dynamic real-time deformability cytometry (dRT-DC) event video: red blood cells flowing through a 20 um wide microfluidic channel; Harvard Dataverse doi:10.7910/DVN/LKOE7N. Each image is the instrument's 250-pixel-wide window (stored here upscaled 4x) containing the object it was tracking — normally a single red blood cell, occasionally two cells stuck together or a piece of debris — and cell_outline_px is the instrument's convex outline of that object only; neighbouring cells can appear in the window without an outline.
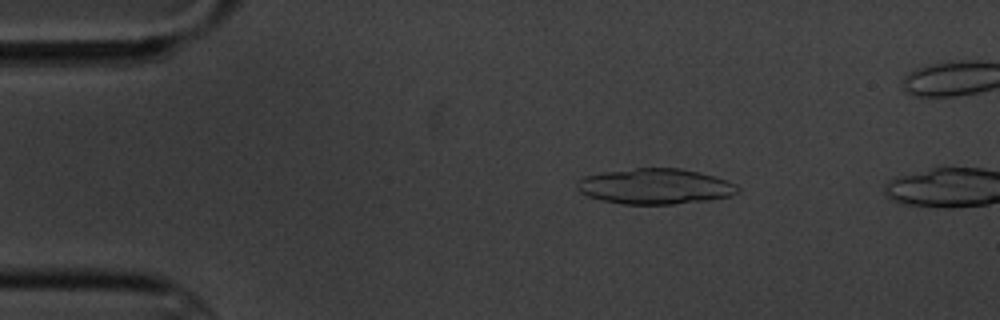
{"species": "common noctule bat (a hibernating species)", "species_latin": "Nyctalus noctula", "temperature_condition": "cold", "stored_images_in_passage": 5, "camera_frame_rate_fps": 3000, "um_per_image_px": 0.085, "animal": {"sex": "male", "body_mass_g": 20.1, "forearm_length_mm": 53.5}, "frame": {"image": 1, "passage_image": 3, "time_ms": 2.333, "image_size_px": [1000, 320], "cell_outline_px": [[740, 192], [728, 196], [708, 200], [672, 204], [620, 204], [588, 196], [580, 192], [576, 188], [576, 184], [584, 176], [604, 172], [636, 168], [680, 168], [728, 180], [736, 184], [740, 188]], "centroid_in_image_um": [55.69, 15.84], "position_along_channel_um": 29.3, "area_um2": 33.06}}